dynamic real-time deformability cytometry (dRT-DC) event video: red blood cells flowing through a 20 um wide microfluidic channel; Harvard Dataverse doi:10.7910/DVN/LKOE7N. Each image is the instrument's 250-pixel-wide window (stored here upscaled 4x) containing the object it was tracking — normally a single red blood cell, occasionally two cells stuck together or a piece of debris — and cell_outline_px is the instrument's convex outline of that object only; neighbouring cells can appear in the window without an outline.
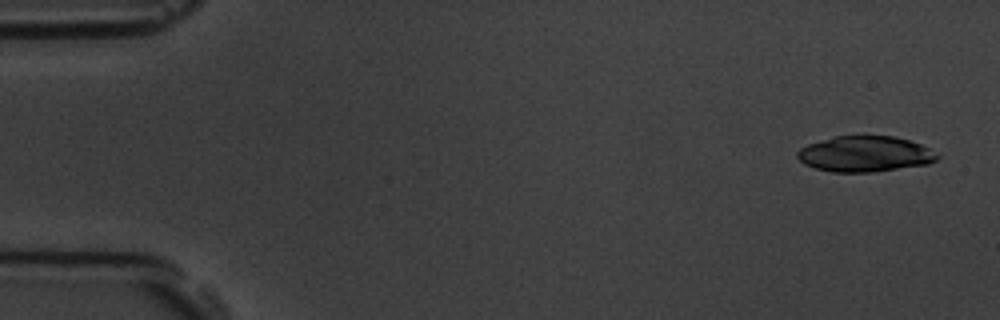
{"species": "common noctule bat (a hibernating species)", "species_latin": "Nyctalus noctula", "temperature_condition": "room temperature", "stored_images_in_passage": 5, "camera_frame_rate_fps": 3000, "um_per_image_px": 0.085, "animal": {"sex": "male", "body_mass_g": 19.5, "forearm_length_mm": 54.6}, "frame": {"image": 1, "passage_image": 1, "time_ms": 0.0, "image_size_px": [1000, 320], "cell_outline_px": [[940, 156], [936, 160], [928, 164], [872, 172], [832, 172], [816, 168], [804, 164], [796, 156], [796, 152], [800, 148], [808, 144], [836, 136], [864, 132], [896, 136], [920, 144], [928, 148]], "centroid_in_image_um": [73.51, 13.04], "position_along_channel_um": 11.5, "area_um2": 29.82}}